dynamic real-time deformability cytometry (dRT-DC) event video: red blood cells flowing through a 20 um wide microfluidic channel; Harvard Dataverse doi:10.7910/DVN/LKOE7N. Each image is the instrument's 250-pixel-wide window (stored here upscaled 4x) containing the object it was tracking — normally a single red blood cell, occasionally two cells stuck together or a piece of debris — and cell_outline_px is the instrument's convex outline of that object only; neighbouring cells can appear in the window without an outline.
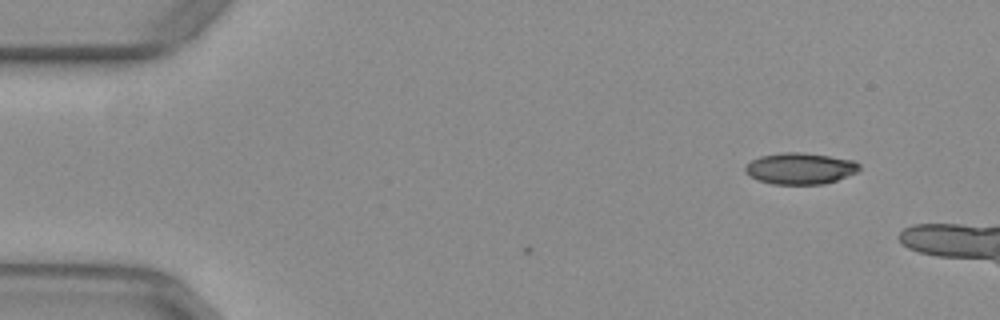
{"species": "common noctule bat (a hibernating species)", "species_latin": "Nyctalus noctula", "temperature_condition": "warm", "stored_images_in_passage": 7, "camera_frame_rate_fps": 3000, "um_per_image_px": 0.085, "animal": {"sex": "female", "body_mass_g": 29.2, "forearm_length_mm": 56.3}, "frame": {"image": 1, "passage_image": 7, "time_ms": 2.0, "image_size_px": [1000, 320], "cell_outline_px": [[860, 168], [856, 172], [836, 180], [824, 184], [772, 184], [760, 180], [744, 172], [744, 168], [752, 160], [760, 156], [784, 152], [804, 152], [852, 160], [860, 164]], "centroid_in_image_um": [68.01, 14.31], "position_along_channel_um": 17.0, "area_um2": 20.63}}